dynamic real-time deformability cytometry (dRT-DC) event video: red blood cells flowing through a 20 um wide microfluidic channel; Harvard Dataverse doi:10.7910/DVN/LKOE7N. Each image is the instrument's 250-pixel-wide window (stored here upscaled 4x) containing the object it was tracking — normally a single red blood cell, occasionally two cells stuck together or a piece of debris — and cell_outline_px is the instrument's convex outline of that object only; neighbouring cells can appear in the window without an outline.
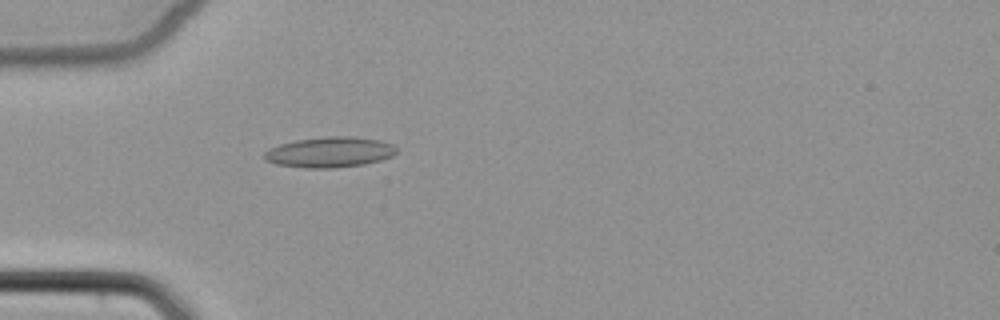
{"species": "common noctule bat (a hibernating species)", "species_latin": "Nyctalus noctula", "temperature_condition": "cold", "stored_images_in_passage": 5, "camera_frame_rate_fps": 3000, "um_per_image_px": 0.085, "animal": {"sex": "female", "body_mass_g": 22.7, "forearm_length_mm": 54.2}, "frame": {"image": 1, "passage_image": 5, "time_ms": 5.333, "image_size_px": [1000, 320], "cell_outline_px": [[400, 148], [392, 156], [380, 160], [364, 164], [336, 168], [304, 168], [276, 164], [264, 160], [264, 152], [268, 148], [280, 144], [296, 140], [328, 136], [356, 136], [380, 140], [392, 144]], "centroid_in_image_um": [28.03, 12.93], "position_along_channel_um": 57.0, "area_um2": 23.76}}